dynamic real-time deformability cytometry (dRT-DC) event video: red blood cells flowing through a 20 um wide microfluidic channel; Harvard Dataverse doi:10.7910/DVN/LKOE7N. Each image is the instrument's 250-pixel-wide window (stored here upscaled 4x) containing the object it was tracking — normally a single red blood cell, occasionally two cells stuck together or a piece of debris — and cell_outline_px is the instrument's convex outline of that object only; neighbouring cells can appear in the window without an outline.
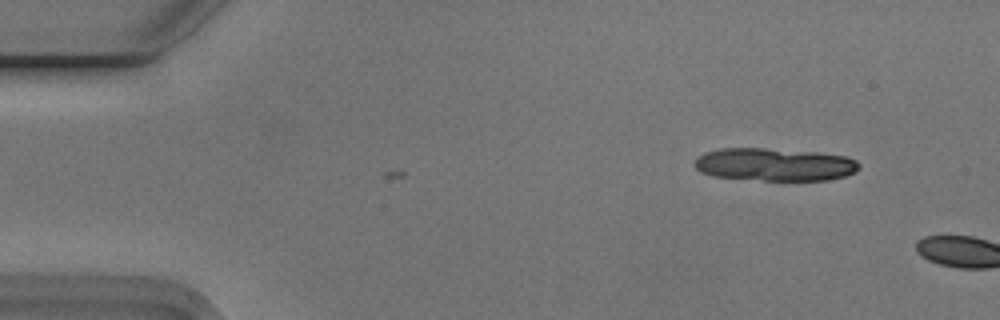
{"species": "Egyptian fruit bat (a non-hibernating species)", "species_latin": "Rousettus aegyptiacus", "temperature_condition": "cold", "stored_images_in_passage": 3, "camera_frame_rate_fps": 3000, "um_per_image_px": 0.085, "animal": {"sex": "male"}, "frame": {"image": 1, "passage_image": 1, "time_ms": 0.0, "image_size_px": [1000, 320], "cell_outline_px": [[860, 168], [856, 172], [844, 176], [828, 180], [764, 180], [712, 176], [700, 172], [692, 164], [696, 156], [704, 152], [720, 148], [764, 148], [816, 152], [844, 156], [856, 160], [860, 164]], "centroid_in_image_um": [65.8, 13.98], "position_along_channel_um": 19.2, "area_um2": 31.67}}